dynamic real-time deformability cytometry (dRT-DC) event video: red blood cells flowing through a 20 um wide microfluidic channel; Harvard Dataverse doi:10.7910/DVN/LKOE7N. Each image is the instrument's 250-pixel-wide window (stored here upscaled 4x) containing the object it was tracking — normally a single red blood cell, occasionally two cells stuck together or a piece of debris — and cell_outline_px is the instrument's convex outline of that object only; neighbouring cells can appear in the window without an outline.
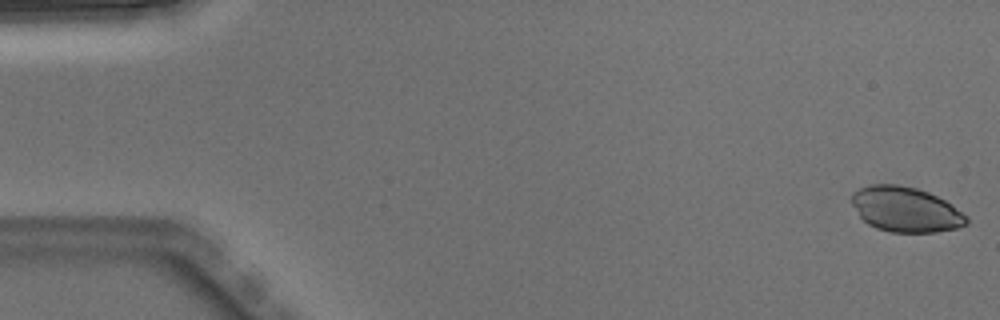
{"species": "Egyptian fruit bat (a non-hibernating species)", "species_latin": "Rousettus aegyptiacus", "temperature_condition": "warm", "stored_images_in_passage": 6, "camera_frame_rate_fps": 3000, "um_per_image_px": 0.085, "animal": {"sex": "male"}, "frame": {"image": 1, "passage_image": 1, "time_ms": 0.0, "image_size_px": [1000, 320], "cell_outline_px": [[968, 224], [956, 228], [936, 232], [892, 232], [876, 228], [868, 224], [860, 216], [852, 204], [852, 192], [860, 188], [872, 184], [896, 184], [916, 188], [928, 192], [944, 200], [968, 216]], "centroid_in_image_um": [76.98, 17.8], "position_along_channel_um": 8.0, "area_um2": 30.0}}
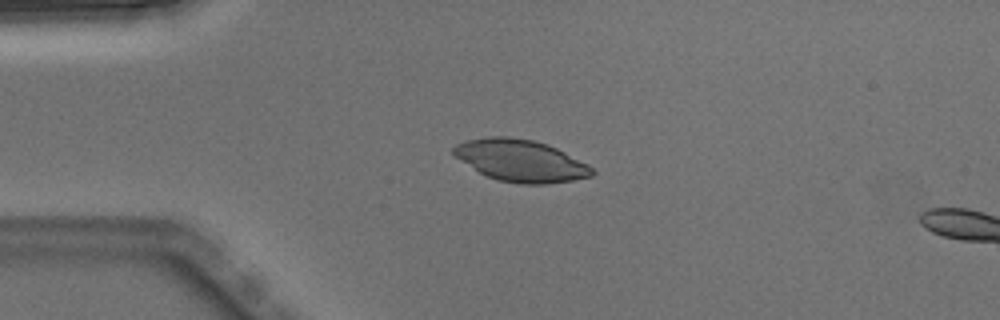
{"frame": {"image": 2, "passage_image": 4, "time_ms": 1.0, "image_size_px": [1000, 320], "cell_outline_px": [[596, 172], [592, 176], [572, 180], [544, 184], [520, 184], [496, 180], [480, 172], [456, 156], [452, 152], [452, 148], [456, 144], [468, 140], [488, 136], [508, 136], [532, 140], [548, 144], [588, 164]], "centroid_in_image_um": [44.28, 13.65], "position_along_channel_um": 40.7, "area_um2": 33.58}}